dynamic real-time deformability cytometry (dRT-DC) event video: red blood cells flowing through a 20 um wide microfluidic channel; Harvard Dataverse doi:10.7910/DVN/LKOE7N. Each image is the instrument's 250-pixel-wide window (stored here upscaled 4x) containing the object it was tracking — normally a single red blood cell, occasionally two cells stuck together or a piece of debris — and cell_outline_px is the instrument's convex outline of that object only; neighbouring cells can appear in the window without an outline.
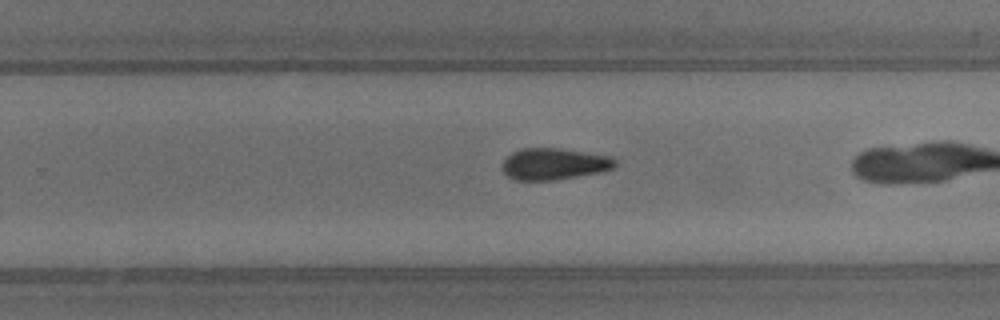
{"species": "common noctule bat (a hibernating species)", "species_latin": "Nyctalus noctula", "temperature_condition": "warm", "stored_images_in_passage": 19, "camera_frame_rate_fps": 3000, "um_per_image_px": 0.085, "animal": {"sex": "male", "body_mass_g": 13.3}, "frame": {"image": 1, "passage_image": 14, "time_ms": 4.333, "image_size_px": [1000, 320], "cell_outline_px": [[616, 164], [612, 168], [600, 172], [556, 180], [516, 180], [508, 176], [500, 168], [504, 160], [512, 152], [520, 148], [560, 148], [612, 156], [616, 160]], "centroid_in_image_um": [47.08, 13.93], "position_along_channel_um": 282.7, "area_um2": 20.87}}